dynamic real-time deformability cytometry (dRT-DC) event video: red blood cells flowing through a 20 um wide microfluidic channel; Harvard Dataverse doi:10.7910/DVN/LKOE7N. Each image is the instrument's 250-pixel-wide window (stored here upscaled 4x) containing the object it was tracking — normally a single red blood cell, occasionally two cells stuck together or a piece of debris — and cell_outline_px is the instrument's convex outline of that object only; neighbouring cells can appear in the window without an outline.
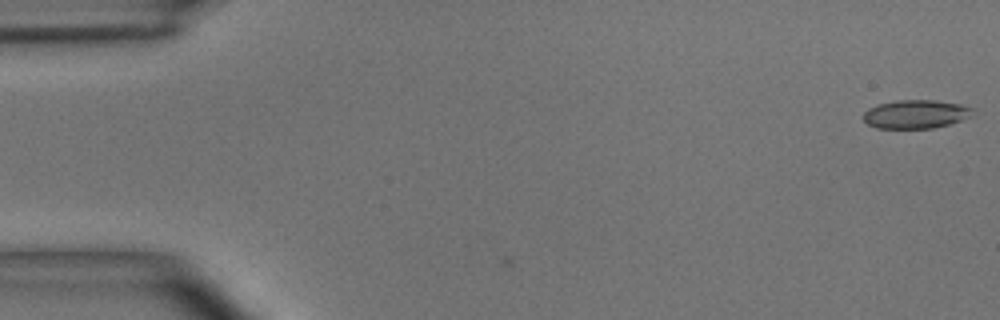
{"species": "common noctule bat (a hibernating species)", "species_latin": "Nyctalus noctula", "temperature_condition": "room temperature", "stored_images_in_passage": 4, "camera_frame_rate_fps": 3000, "um_per_image_px": 0.085, "animal": {"sex": "male", "body_mass_g": 15.6}, "frame": {"image": 1, "passage_image": 4, "time_ms": 1.0, "image_size_px": [1000, 320], "cell_outline_px": [[972, 116], [948, 124], [932, 128], [876, 128], [868, 124], [864, 120], [864, 112], [868, 108], [880, 104], [896, 100], [936, 100], [960, 104], [972, 108]], "centroid_in_image_um": [77.83, 9.7], "position_along_channel_um": 7.2, "area_um2": 18.03}}